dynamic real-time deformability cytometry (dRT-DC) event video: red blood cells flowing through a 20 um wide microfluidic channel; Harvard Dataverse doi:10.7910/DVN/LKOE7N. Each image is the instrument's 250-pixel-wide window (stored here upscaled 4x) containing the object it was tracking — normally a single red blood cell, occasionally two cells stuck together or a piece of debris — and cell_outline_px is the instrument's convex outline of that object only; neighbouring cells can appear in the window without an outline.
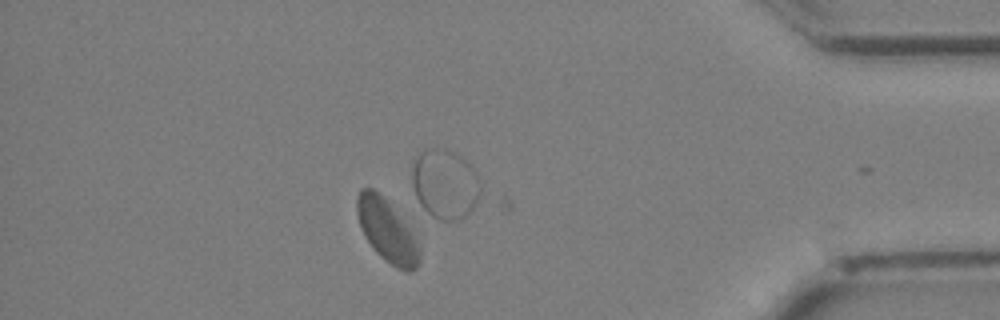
{"species": "Egyptian fruit bat (a non-hibernating species)", "species_latin": "Rousettus aegyptiacus", "temperature_condition": "cold", "stored_images_in_passage": 33, "camera_frame_rate_fps": 3000, "um_per_image_px": 0.085, "animal": {"sex": "female"}, "frame": {"image": 1, "passage_image": 32, "time_ms": 10.333, "image_size_px": [1000, 320], "cell_outline_px": [[420, 260], [416, 268], [412, 272], [404, 272], [396, 268], [384, 260], [372, 248], [364, 236], [356, 212], [356, 196], [360, 188], [372, 188], [388, 204], [408, 228], [420, 248]], "centroid_in_image_um": [32.86, 19.67], "position_along_channel_um": 402.3, "area_um2": 22.25}}